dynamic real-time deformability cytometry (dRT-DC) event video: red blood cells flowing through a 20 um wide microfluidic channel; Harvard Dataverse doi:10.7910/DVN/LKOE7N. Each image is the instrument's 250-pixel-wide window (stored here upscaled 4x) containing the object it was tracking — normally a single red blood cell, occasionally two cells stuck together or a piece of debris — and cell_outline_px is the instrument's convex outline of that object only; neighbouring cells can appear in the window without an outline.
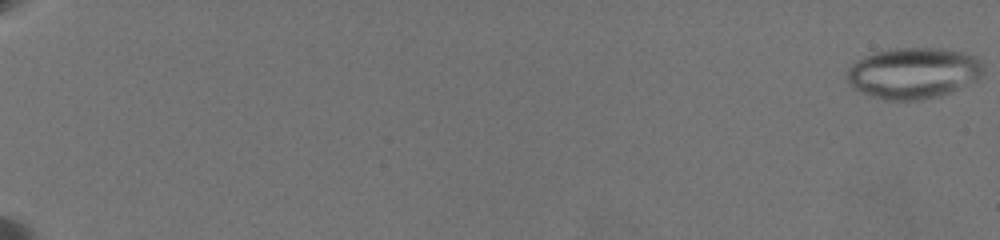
{"species": "common noctule bat (a hibernating species)", "species_latin": "Nyctalus noctula", "temperature_condition": "warm", "stored_images_in_passage": 50, "camera_frame_rate_fps": 3000, "um_per_image_px": 0.085, "animal": {"sex": "female", "body_mass_g": 19.5, "forearm_length_mm": 54.1}, "frame": {"image": 1, "passage_image": 1, "time_ms": 0.0, "image_size_px": [1000, 240], "cell_outline_px": [[984, 76], [952, 92], [940, 96], [920, 100], [884, 100], [860, 92], [852, 88], [848, 80], [848, 68], [856, 60], [864, 56], [888, 48], [940, 48], [960, 52], [976, 56], [984, 64]], "centroid_in_image_um": [77.66, 6.21], "position_along_channel_um": 7.3, "area_um2": 40.98}}
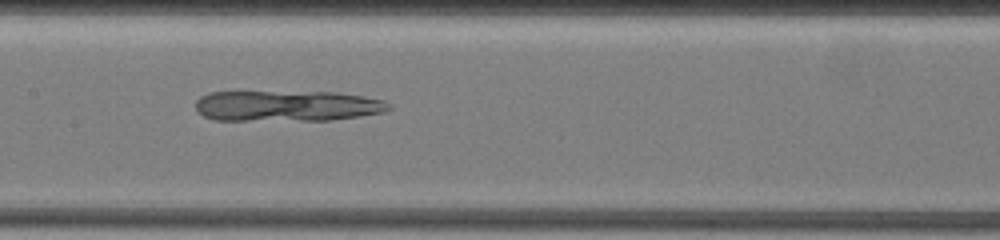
{"frame": {"image": 2, "passage_image": 32, "time_ms": 11.667, "image_size_px": [1000, 240], "cell_outline_px": [[392, 108], [380, 112], [360, 116], [332, 120], [212, 120], [196, 112], [196, 100], [200, 96], [212, 92], [336, 92], [384, 100], [392, 104]], "centroid_in_image_um": [24.37, 9.0], "position_along_channel_um": 183.0, "area_um2": 34.74}}
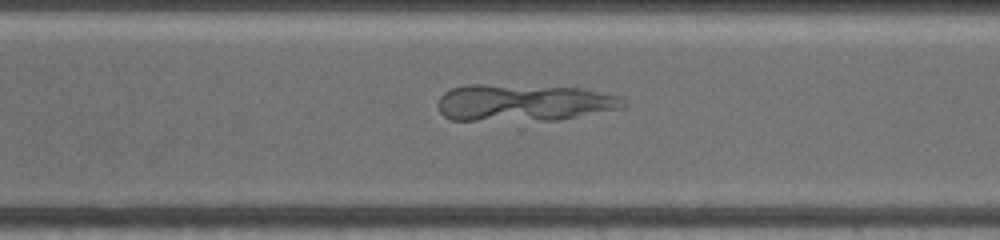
{"frame": {"image": 3, "passage_image": 46, "time_ms": 15.667, "image_size_px": [1000, 240], "cell_outline_px": [[624, 108], [560, 120], [452, 120], [444, 116], [440, 112], [436, 104], [440, 96], [444, 92], [452, 88], [464, 84], [488, 84], [584, 88], [620, 96], [624, 104]], "centroid_in_image_um": [44.49, 8.72], "position_along_channel_um": 326.1, "area_um2": 40.29}}